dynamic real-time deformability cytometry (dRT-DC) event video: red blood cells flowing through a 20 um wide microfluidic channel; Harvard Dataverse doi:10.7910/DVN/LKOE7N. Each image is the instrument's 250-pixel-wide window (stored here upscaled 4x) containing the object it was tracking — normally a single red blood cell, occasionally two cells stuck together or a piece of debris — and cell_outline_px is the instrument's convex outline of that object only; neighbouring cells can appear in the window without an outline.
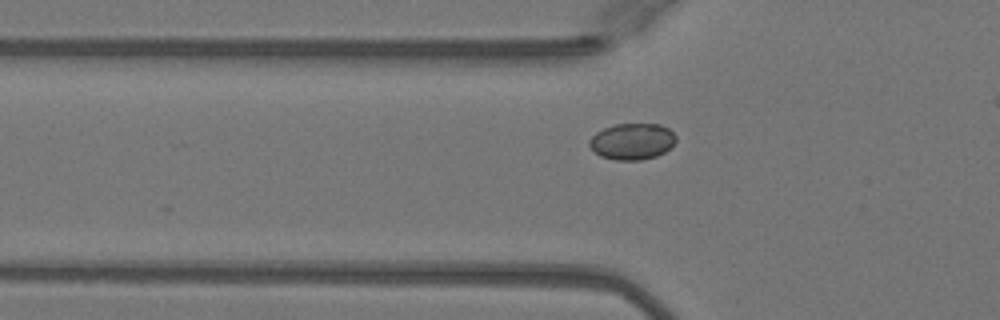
{"species": "Egyptian fruit bat (a non-hibernating species)", "species_latin": "Rousettus aegyptiacus", "temperature_condition": "warm", "stored_images_in_passage": 11, "camera_frame_rate_fps": 3000, "um_per_image_px": 0.085, "animal": {"sex": "female"}, "frame": {"image": 1, "passage_image": 2, "time_ms": 0.333, "image_size_px": [1000, 320], "cell_outline_px": [[676, 140], [664, 152], [656, 156], [640, 160], [616, 160], [600, 156], [588, 144], [588, 140], [596, 132], [604, 128], [616, 124], [660, 124], [668, 128], [676, 136]], "centroid_in_image_um": [53.72, 12.01], "position_along_channel_um": 72.1, "area_um2": 18.21}}
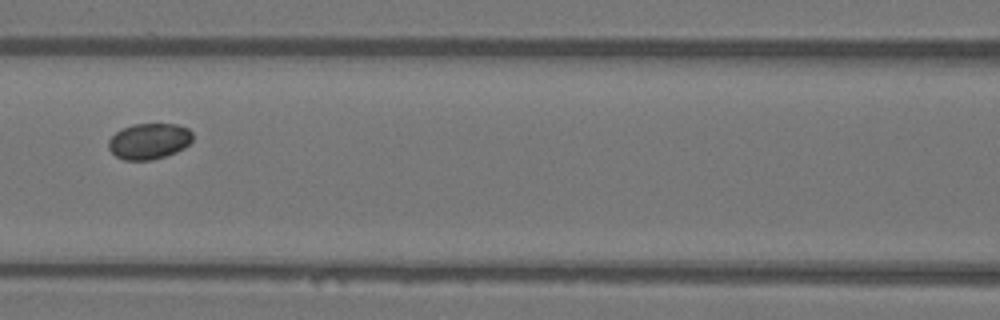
{"frame": {"image": 2, "passage_image": 8, "time_ms": 2.333, "image_size_px": [1000, 320], "cell_outline_px": [[192, 140], [184, 148], [176, 152], [152, 160], [124, 160], [116, 156], [108, 148], [108, 140], [116, 132], [132, 124], [176, 124], [188, 128], [192, 132]], "centroid_in_image_um": [12.67, 12.0], "position_along_channel_um": 153.9, "area_um2": 17.57}}
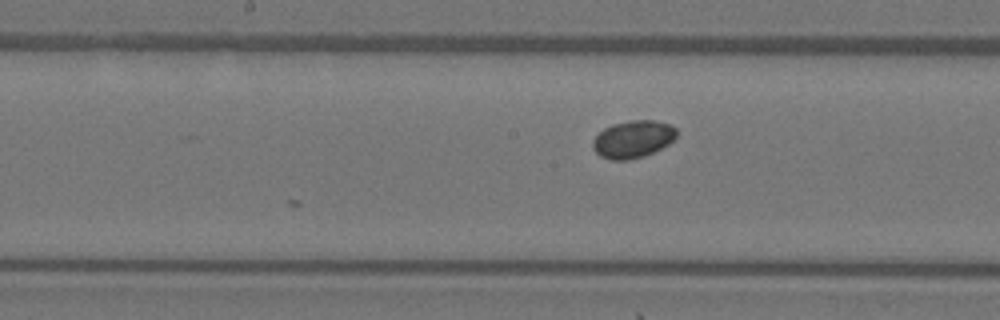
{"frame": {"image": 3, "passage_image": 11, "time_ms": 3.333, "image_size_px": [1000, 320], "cell_outline_px": [[676, 136], [668, 144], [644, 156], [628, 160], [612, 160], [600, 156], [592, 148], [592, 140], [604, 128], [612, 124], [628, 120], [652, 120], [672, 124], [676, 128]], "centroid_in_image_um": [53.78, 11.82], "position_along_channel_um": 194.4, "area_um2": 18.26}}